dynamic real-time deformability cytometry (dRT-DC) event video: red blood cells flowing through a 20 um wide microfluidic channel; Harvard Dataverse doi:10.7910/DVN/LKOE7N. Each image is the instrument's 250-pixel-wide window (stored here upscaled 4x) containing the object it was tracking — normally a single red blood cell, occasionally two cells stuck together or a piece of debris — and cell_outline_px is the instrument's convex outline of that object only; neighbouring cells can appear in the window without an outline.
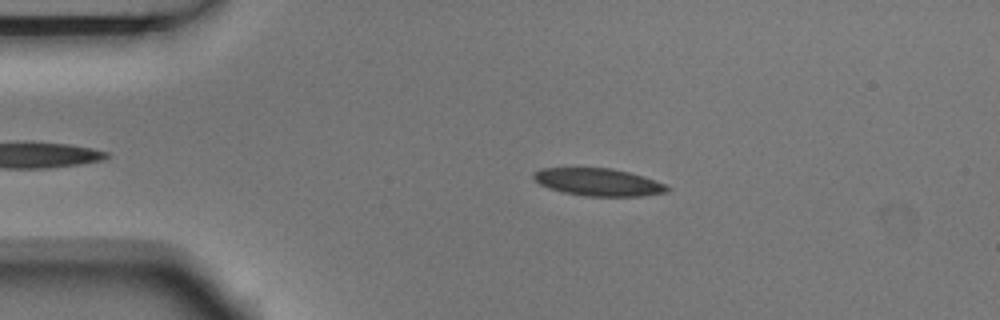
{"species": "Egyptian fruit bat (a non-hibernating species)", "species_latin": "Rousettus aegyptiacus", "temperature_condition": "room temperature", "stored_images_in_passage": 4, "camera_frame_rate_fps": 3000, "um_per_image_px": 0.085, "animal": {"sex": "male"}, "frame": {"image": 1, "passage_image": 3, "time_ms": 0.667, "image_size_px": [1000, 320], "cell_outline_px": [[672, 188], [668, 192], [640, 196], [584, 196], [564, 192], [540, 184], [532, 176], [532, 172], [540, 168], [612, 168], [644, 176], [664, 184]], "centroid_in_image_um": [50.87, 15.47], "position_along_channel_um": 34.1, "area_um2": 21.33}}